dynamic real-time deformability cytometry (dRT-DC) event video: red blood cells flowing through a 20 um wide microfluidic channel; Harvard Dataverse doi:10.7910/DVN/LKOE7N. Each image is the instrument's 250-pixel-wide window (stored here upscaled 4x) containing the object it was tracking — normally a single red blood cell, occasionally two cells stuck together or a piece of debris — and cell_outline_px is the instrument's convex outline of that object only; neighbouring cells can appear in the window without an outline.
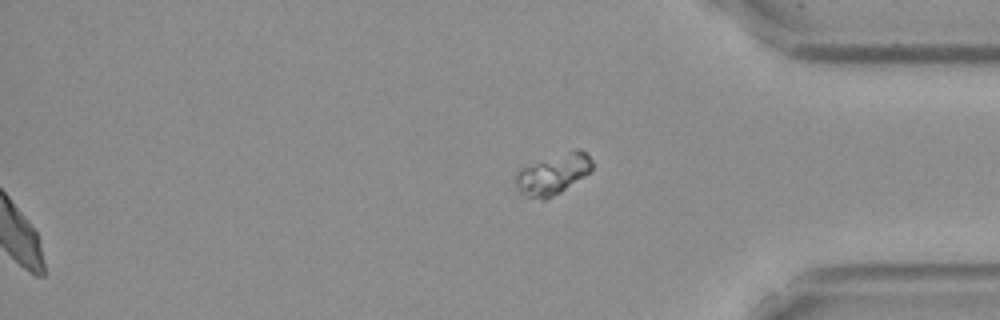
{"species": "Egyptian fruit bat (a non-hibernating species)", "species_latin": "Rousettus aegyptiacus", "temperature_condition": "cold", "stored_images_in_passage": 55, "segment_of_instrument_passage": [2, 2], "camera_frame_rate_fps": 3000, "um_per_image_px": 0.085, "frame": {"image": 1, "passage_image": 55, "time_ms": 18.0, "image_size_px": [1000, 320], "cell_outline_px": [[592, 168], [584, 176], [560, 192], [544, 200], [540, 200], [524, 196], [516, 188], [516, 172], [520, 168], [576, 148], [580, 148], [592, 160]], "centroid_in_image_um": [46.98, 14.82], "position_along_channel_um": 388.2, "area_um2": 17.8}}